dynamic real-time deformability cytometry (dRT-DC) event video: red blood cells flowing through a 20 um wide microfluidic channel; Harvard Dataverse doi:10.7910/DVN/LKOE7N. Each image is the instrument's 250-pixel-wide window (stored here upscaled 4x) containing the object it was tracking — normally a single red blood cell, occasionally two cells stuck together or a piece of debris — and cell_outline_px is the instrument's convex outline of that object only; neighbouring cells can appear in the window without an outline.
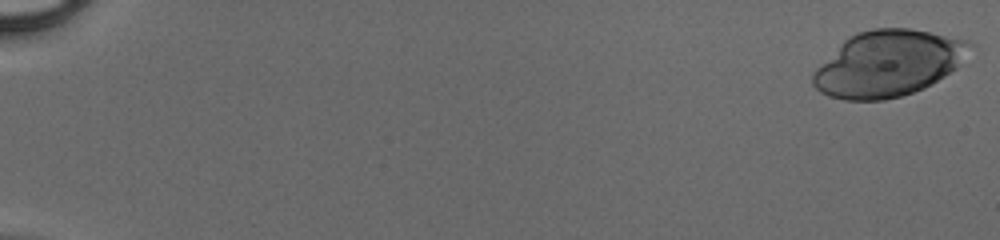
{"species": "human", "species_latin": "Homo sapiens", "temperature_condition": "cold", "stored_images_in_passage": 49, "camera_frame_rate_fps": 3000, "um_per_image_px": 0.085, "donor": {"sex": "male"}, "frame": {"image": 1, "passage_image": 1, "time_ms": 0.0, "image_size_px": [1000, 240], "cell_outline_px": [[976, 44], [960, 64], [956, 68], [944, 76], [924, 88], [900, 96], [884, 100], [844, 100], [828, 96], [820, 92], [812, 84], [812, 72], [848, 36], [856, 32], [872, 28], [908, 28], [968, 40]], "centroid_in_image_um": [75.48, 5.39], "position_along_channel_um": 9.5, "area_um2": 60.34}}